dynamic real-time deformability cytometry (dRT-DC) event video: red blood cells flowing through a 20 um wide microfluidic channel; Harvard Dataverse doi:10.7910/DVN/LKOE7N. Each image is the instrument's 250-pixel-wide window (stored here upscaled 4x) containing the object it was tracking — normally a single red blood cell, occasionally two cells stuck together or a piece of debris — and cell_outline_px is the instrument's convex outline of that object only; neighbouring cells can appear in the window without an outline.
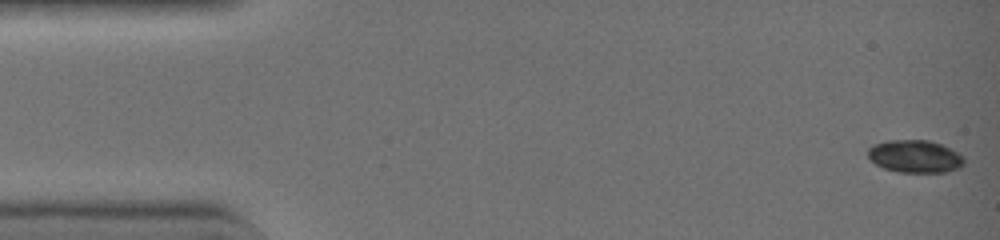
{"species": "common noctule bat (a hibernating species)", "species_latin": "Nyctalus noctula", "temperature_condition": "warm", "stored_images_in_passage": 27, "camera_frame_rate_fps": 3000, "um_per_image_px": 0.085, "animal": {"sex": "female", "body_mass_g": 19.0, "forearm_length_mm": 51.5}, "frame": {"image": 1, "passage_image": 1, "time_ms": 0.0, "image_size_px": [1000, 240], "cell_outline_px": [[964, 164], [960, 168], [948, 172], [900, 172], [884, 168], [876, 164], [868, 156], [868, 148], [876, 144], [888, 140], [928, 140], [940, 144], [964, 156]], "centroid_in_image_um": [77.8, 13.3], "position_along_channel_um": 7.2, "area_um2": 18.15}}
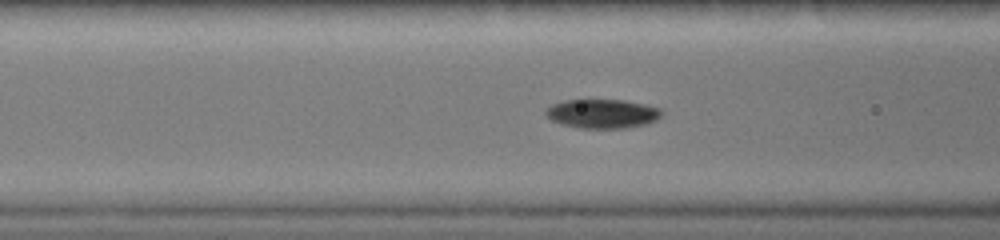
{"frame": {"image": 2, "passage_image": 17, "time_ms": 5.333, "image_size_px": [1000, 240], "cell_outline_px": [[660, 116], [656, 120], [648, 124], [628, 128], [576, 128], [560, 124], [552, 120], [544, 112], [552, 104], [564, 100], [624, 100], [660, 108]], "centroid_in_image_um": [51.18, 9.67], "position_along_channel_um": 115.4, "area_um2": 19.59}}
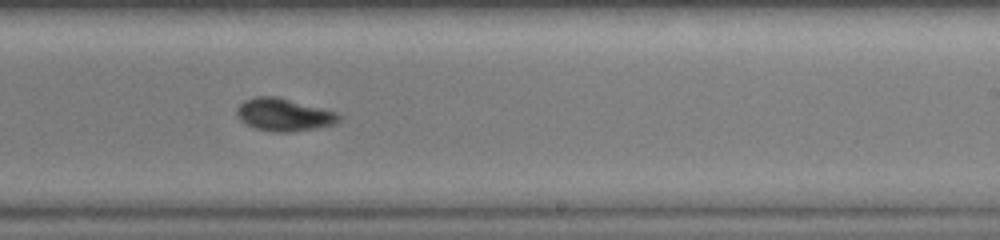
{"frame": {"image": 3, "passage_image": 27, "time_ms": 8.667, "image_size_px": [1000, 240], "cell_outline_px": [[344, 116], [336, 124], [316, 128], [292, 132], [272, 132], [256, 128], [240, 120], [236, 112], [236, 108], [244, 100], [256, 96], [276, 96], [336, 112]], "centroid_in_image_um": [24.15, 9.75], "position_along_channel_um": 264.8, "area_um2": 19.42}}